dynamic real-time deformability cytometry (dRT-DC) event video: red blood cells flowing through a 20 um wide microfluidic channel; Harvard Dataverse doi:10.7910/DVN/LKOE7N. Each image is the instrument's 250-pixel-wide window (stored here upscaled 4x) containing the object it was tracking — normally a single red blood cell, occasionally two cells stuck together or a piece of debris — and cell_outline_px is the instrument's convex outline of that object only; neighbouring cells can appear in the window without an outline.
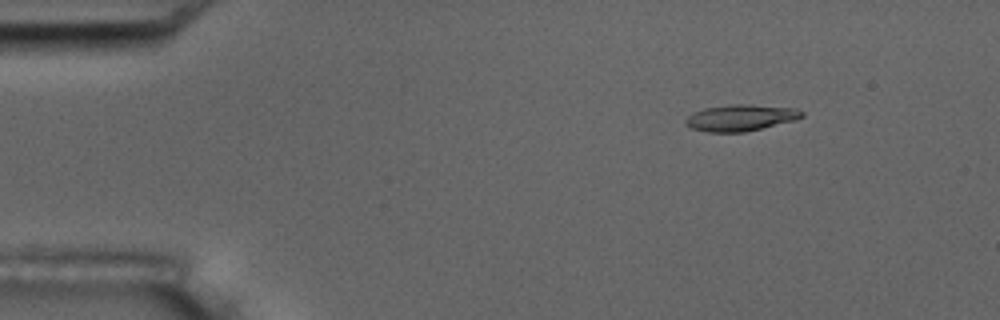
{"species": "common noctule bat (a hibernating species)", "species_latin": "Nyctalus noctula", "temperature_condition": "room temperature", "stored_images_in_passage": 7, "camera_frame_rate_fps": 3000, "um_per_image_px": 0.085, "animal": {"sex": "male", "body_mass_g": 17.5, "forearm_length_mm": 52.3}, "frame": {"image": 1, "passage_image": 3, "time_ms": 2.333, "image_size_px": [1000, 320], "cell_outline_px": [[804, 116], [796, 120], [744, 132], [708, 132], [692, 128], [684, 124], [684, 120], [692, 112], [704, 108], [728, 104], [752, 104], [796, 108], [804, 112]], "centroid_in_image_um": [62.95, 9.99], "position_along_channel_um": 22.1, "area_um2": 18.09}}